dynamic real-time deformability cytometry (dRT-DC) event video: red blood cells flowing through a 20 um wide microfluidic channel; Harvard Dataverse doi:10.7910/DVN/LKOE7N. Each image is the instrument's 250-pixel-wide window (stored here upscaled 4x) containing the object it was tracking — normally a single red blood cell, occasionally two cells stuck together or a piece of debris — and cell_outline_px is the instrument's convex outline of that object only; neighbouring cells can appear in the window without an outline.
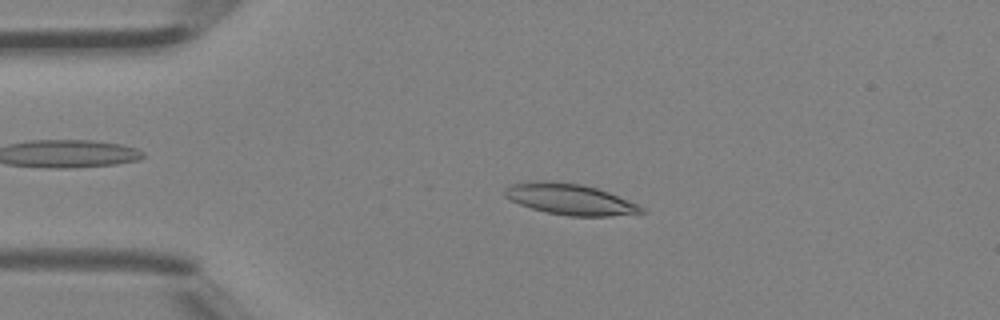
{"species": "Egyptian fruit bat (a non-hibernating species)", "species_latin": "Rousettus aegyptiacus", "temperature_condition": "room temperature", "stored_images_in_passage": 2, "camera_frame_rate_fps": 3000, "um_per_image_px": 0.085, "animal": {"sex": "female"}, "frame": {"image": 1, "passage_image": 2, "time_ms": 0.333, "image_size_px": [1000, 320], "cell_outline_px": [[644, 212], [612, 216], [568, 216], [548, 212], [532, 208], [520, 204], [504, 196], [504, 188], [512, 184], [536, 180], [552, 180], [580, 184], [596, 188], [608, 192], [628, 200], [644, 208]], "centroid_in_image_um": [48.41, 16.92], "position_along_channel_um": 36.6, "area_um2": 24.51}}